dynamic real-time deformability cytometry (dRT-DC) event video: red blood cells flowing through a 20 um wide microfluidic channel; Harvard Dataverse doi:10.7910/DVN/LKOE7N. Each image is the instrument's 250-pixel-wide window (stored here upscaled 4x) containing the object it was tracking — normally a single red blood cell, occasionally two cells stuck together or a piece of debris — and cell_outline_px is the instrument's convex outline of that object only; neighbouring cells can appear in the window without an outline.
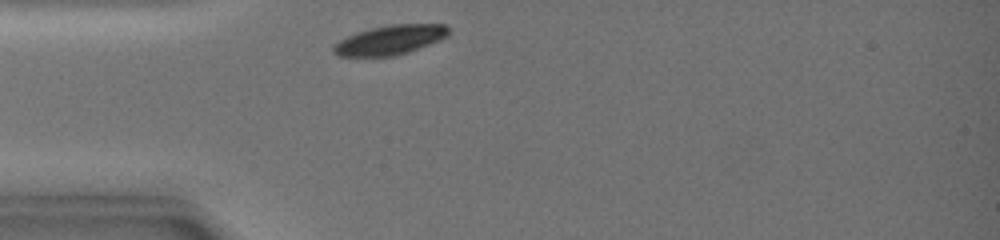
{"species": "common noctule bat (a hibernating species)", "species_latin": "Nyctalus noctula", "temperature_condition": "warm", "stored_images_in_passage": 27, "camera_frame_rate_fps": 3000, "um_per_image_px": 0.085, "animal": {"sex": "female", "body_mass_g": 19.0, "forearm_length_mm": 51.5}, "frame": {"image": 1, "passage_image": 1, "time_ms": 0.0, "image_size_px": [1000, 240], "cell_outline_px": [[452, 32], [448, 36], [440, 40], [408, 52], [396, 56], [340, 56], [332, 52], [332, 44], [348, 36], [372, 28], [388, 24], [444, 24]], "centroid_in_image_um": [33.18, 3.39], "position_along_channel_um": 51.8, "area_um2": 19.77}}
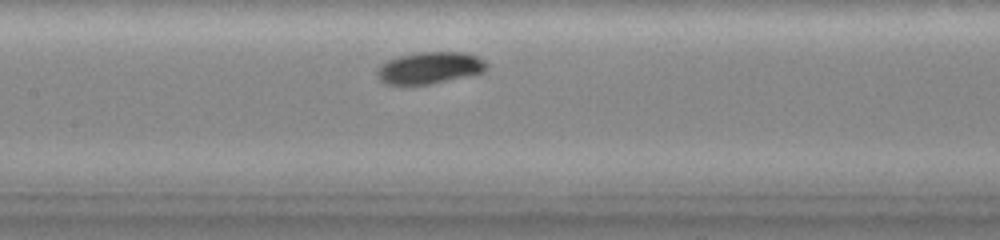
{"frame": {"image": 2, "passage_image": 10, "time_ms": 3.0, "image_size_px": [1000, 240], "cell_outline_px": [[488, 68], [484, 72], [476, 76], [432, 84], [404, 88], [384, 84], [376, 76], [376, 68], [380, 64], [388, 60], [400, 56], [416, 52], [464, 52], [476, 56], [484, 60], [488, 64]], "centroid_in_image_um": [36.5, 5.83], "position_along_channel_um": 170.9, "area_um2": 21.56}}
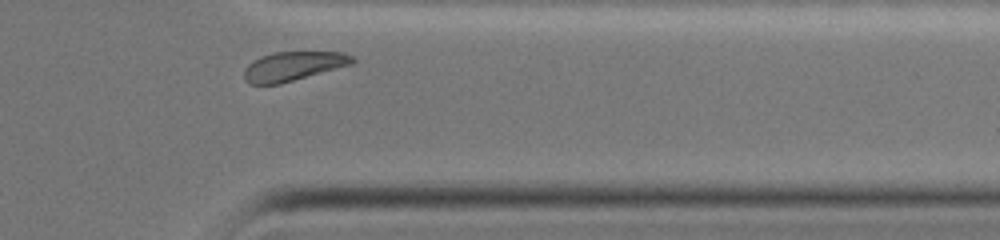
{"frame": {"image": 3, "passage_image": 25, "time_ms": 8.0, "image_size_px": [1000, 240], "cell_outline_px": [[356, 60], [352, 64], [280, 84], [248, 84], [244, 80], [244, 68], [252, 60], [260, 56], [272, 52], [344, 52], [352, 56]], "centroid_in_image_um": [24.88, 5.62], "position_along_channel_um": 386.5, "area_um2": 18.5}, "authors_computed_cell_mechanics": {"area_um2": 20.4612, "velocity_mm_per_s": 4.2933, "shape_relaxation_time_tau1_ms": 1.2325, "shape_relaxation_time_tau2_ms": null, "deformation_change_tau1": 0.077, "deformation_change_tau2": null}}